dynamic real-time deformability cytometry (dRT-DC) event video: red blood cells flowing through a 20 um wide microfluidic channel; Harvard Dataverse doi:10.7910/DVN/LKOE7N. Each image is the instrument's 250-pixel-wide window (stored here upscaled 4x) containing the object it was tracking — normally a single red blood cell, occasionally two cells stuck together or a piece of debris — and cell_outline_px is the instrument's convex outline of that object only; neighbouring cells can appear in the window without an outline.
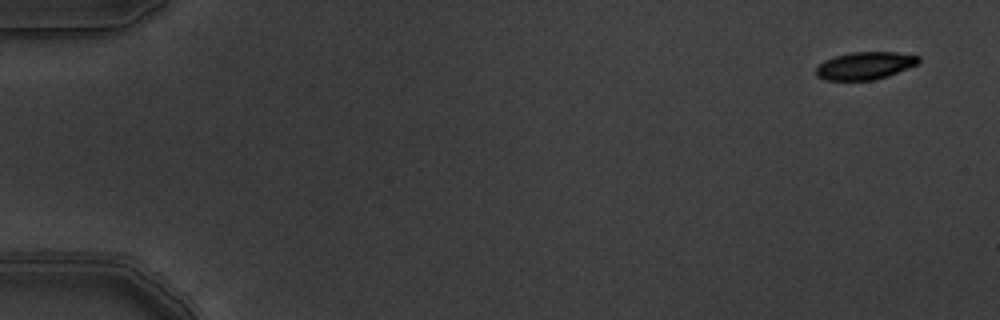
{"species": "common noctule bat (a hibernating species)", "species_latin": "Nyctalus noctula", "temperature_condition": "warm", "stored_images_in_passage": 6, "camera_frame_rate_fps": 3000, "um_per_image_px": 0.085, "animal": {"sex": "male", "body_mass_g": 19.5, "forearm_length_mm": 54.6}, "frame": {"image": 1, "passage_image": 1, "time_ms": 0.0, "image_size_px": [1000, 320], "cell_outline_px": [[920, 60], [916, 64], [888, 76], [872, 80], [824, 80], [816, 76], [816, 68], [824, 60], [836, 56], [852, 52], [896, 52], [920, 56]], "centroid_in_image_um": [73.5, 5.58], "position_along_channel_um": 11.5, "area_um2": 16.36}}
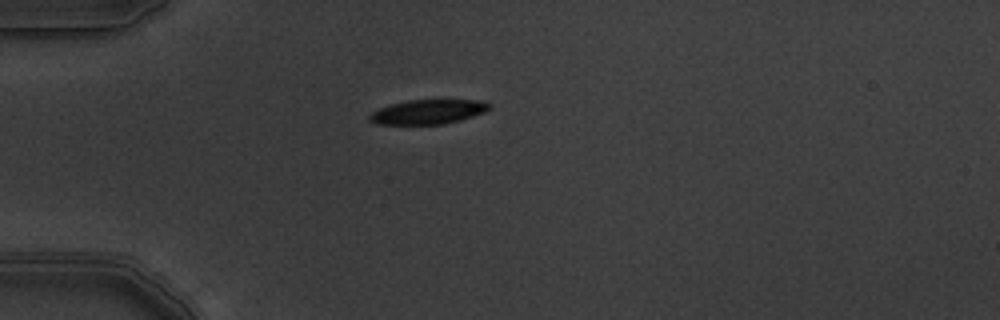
{"frame": {"image": 2, "passage_image": 5, "time_ms": 1.333, "image_size_px": [1000, 320], "cell_outline_px": [[492, 108], [484, 112], [460, 120], [444, 124], [376, 124], [368, 120], [368, 116], [372, 112], [380, 108], [392, 104], [408, 100], [480, 100], [492, 104]], "centroid_in_image_um": [36.4, 9.5], "position_along_channel_um": 48.6, "area_um2": 17.05}}